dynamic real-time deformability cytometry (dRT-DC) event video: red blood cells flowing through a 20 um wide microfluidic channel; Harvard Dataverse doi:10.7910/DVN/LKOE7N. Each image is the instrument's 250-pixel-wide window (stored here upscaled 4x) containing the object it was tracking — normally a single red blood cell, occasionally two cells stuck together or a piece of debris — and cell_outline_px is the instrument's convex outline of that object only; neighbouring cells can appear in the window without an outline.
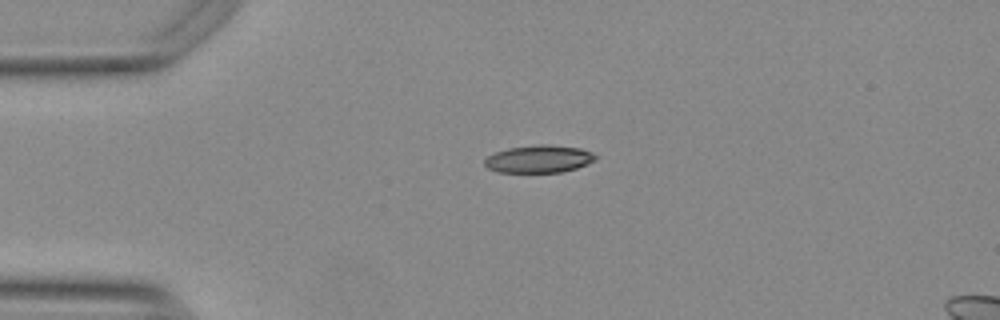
{"species": "Egyptian fruit bat (a non-hibernating species)", "species_latin": "Rousettus aegyptiacus", "temperature_condition": "warm", "stored_images_in_passage": 42, "camera_frame_rate_fps": 3000, "um_per_image_px": 0.085, "animal": {"sex": "female"}, "frame": {"image": 1, "passage_image": 1, "time_ms": 0.0, "image_size_px": [1000, 320], "cell_outline_px": [[596, 160], [576, 168], [560, 172], [496, 172], [488, 168], [484, 164], [484, 160], [488, 156], [496, 152], [508, 148], [540, 144], [548, 144], [580, 148], [592, 152], [596, 156]], "centroid_in_image_um": [45.8, 13.51], "position_along_channel_um": 39.2, "area_um2": 17.74}}
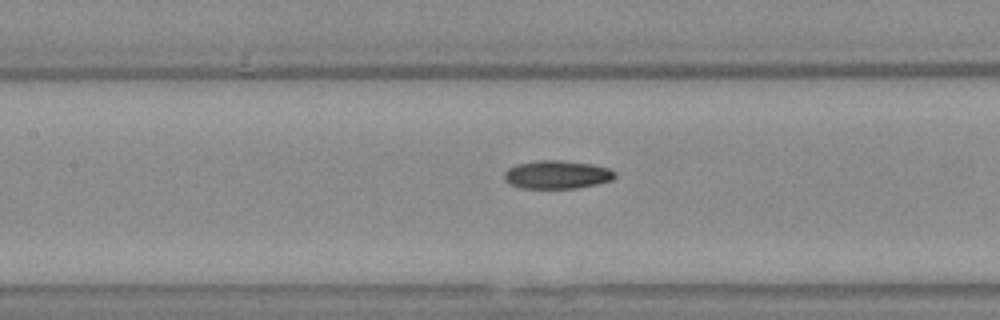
{"frame": {"image": 2, "passage_image": 13, "time_ms": 4.0, "image_size_px": [1000, 320], "cell_outline_px": [[616, 176], [612, 180], [596, 184], [572, 188], [520, 188], [508, 184], [504, 180], [504, 172], [508, 168], [516, 164], [536, 160], [560, 160], [592, 164], [608, 168], [616, 172]], "centroid_in_image_um": [47.3, 14.84], "position_along_channel_um": 160.1, "area_um2": 18.32}}
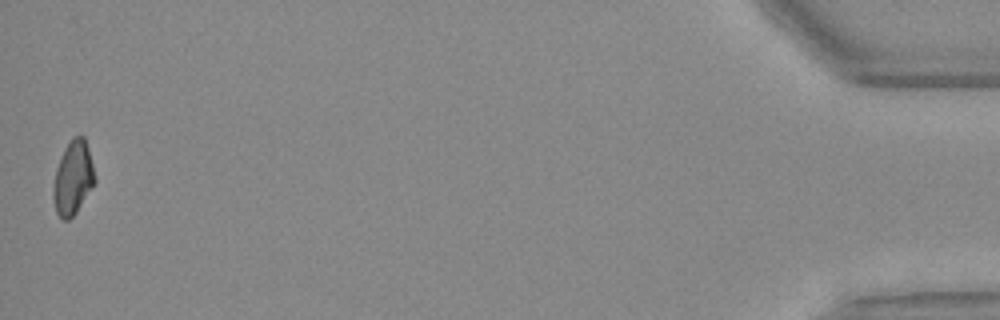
{"frame": {"image": 3, "passage_image": 42, "time_ms": 13.667, "image_size_px": [1000, 320], "cell_outline_px": [[96, 180], [76, 212], [68, 220], [64, 220], [56, 212], [52, 196], [52, 192], [56, 168], [64, 148], [72, 136], [84, 136], [88, 148], [96, 176]], "centroid_in_image_um": [6.2, 15.1], "position_along_channel_um": 429.0, "area_um2": 17.74}, "authors_computed_cell_mechanics": {"area_um2": 17.9758, "velocity_mm_per_s": 3.7713, "shape_relaxation_time_tau1_ms": 6.1541, "shape_relaxation_time_tau2_ms": 3.6988, "deformation_change_tau1": 0.1708, "deformation_change_tau2": 0.0978}}